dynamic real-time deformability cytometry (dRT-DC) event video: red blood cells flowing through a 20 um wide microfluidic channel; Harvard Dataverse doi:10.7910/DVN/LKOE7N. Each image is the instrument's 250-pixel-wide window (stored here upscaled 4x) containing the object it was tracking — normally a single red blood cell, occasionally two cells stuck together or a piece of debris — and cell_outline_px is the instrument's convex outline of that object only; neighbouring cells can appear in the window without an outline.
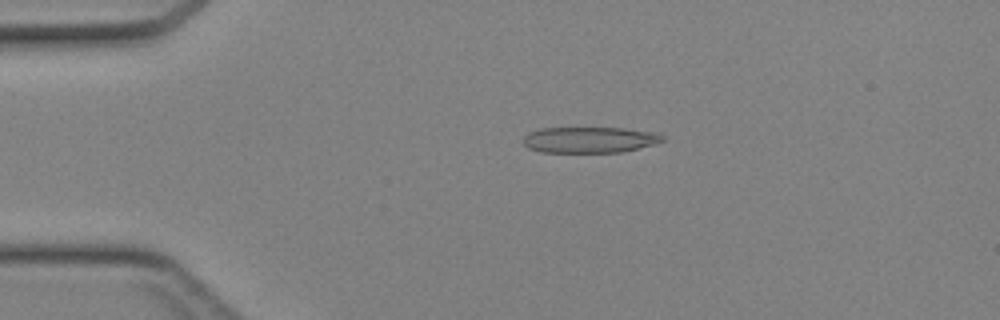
{"species": "Egyptian fruit bat (a non-hibernating species)", "species_latin": "Rousettus aegyptiacus", "temperature_condition": "cold", "stored_images_in_passage": 40, "camera_frame_rate_fps": 3000, "um_per_image_px": 0.085, "animal": {"sex": "female"}, "frame": {"image": 1, "passage_image": 5, "time_ms": 1.333, "image_size_px": [1000, 320], "cell_outline_px": [[664, 140], [656, 144], [624, 152], [540, 152], [528, 148], [520, 140], [528, 132], [540, 128], [624, 128], [652, 132], [664, 136]], "centroid_in_image_um": [50.08, 11.89], "position_along_channel_um": 34.9, "area_um2": 21.27}}
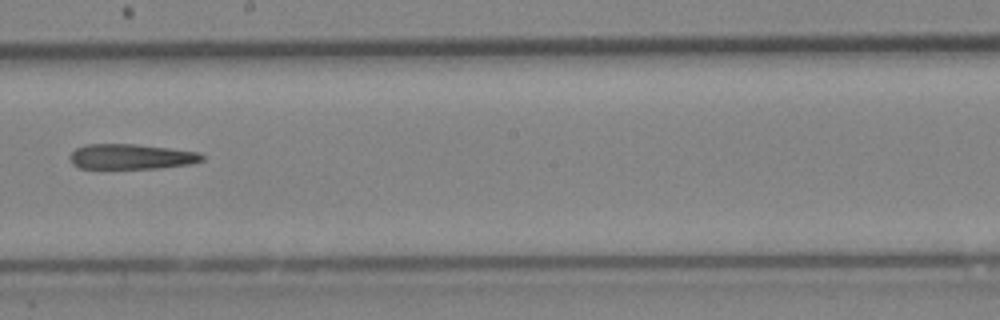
{"frame": {"image": 2, "passage_image": 21, "time_ms": 6.667, "image_size_px": [1000, 320], "cell_outline_px": [[204, 160], [192, 164], [160, 168], [80, 168], [72, 164], [68, 156], [76, 148], [84, 144], [136, 144], [200, 152], [204, 156]], "centroid_in_image_um": [11.16, 13.31], "position_along_channel_um": 237.0, "area_um2": 19.54}}
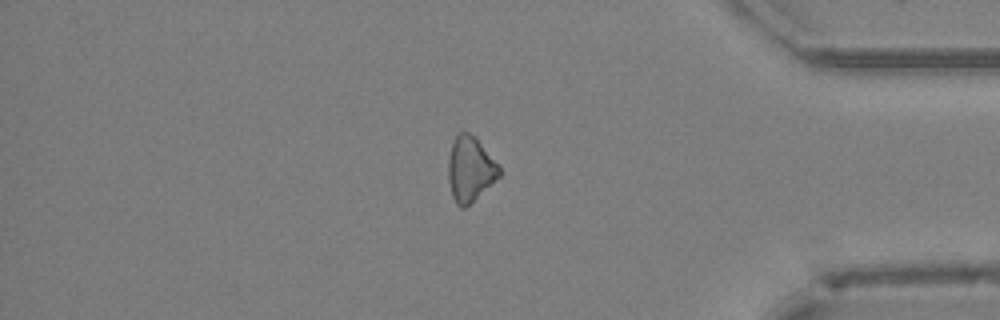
{"frame": {"image": 3, "passage_image": 33, "time_ms": 10.667, "image_size_px": [1000, 320], "cell_outline_px": [[500, 176], [464, 208], [460, 208], [456, 204], [452, 196], [448, 180], [448, 160], [452, 140], [456, 132], [468, 132], [476, 136], [500, 168]], "centroid_in_image_um": [39.92, 14.33], "position_along_channel_um": 395.3, "area_um2": 19.31}}